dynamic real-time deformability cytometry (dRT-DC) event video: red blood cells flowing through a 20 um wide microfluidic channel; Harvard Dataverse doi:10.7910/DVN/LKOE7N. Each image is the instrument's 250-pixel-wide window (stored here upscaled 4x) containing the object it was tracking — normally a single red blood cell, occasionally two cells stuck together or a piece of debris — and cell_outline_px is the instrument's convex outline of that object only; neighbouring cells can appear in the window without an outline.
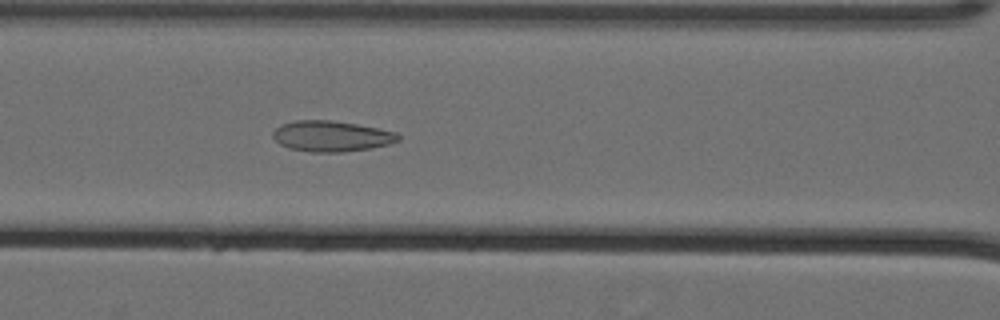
{"species": "Egyptian fruit bat (a non-hibernating species)", "species_latin": "Rousettus aegyptiacus", "temperature_condition": "cold", "stored_images_in_passage": 55, "camera_frame_rate_fps": 3000, "um_per_image_px": 0.085, "animal": {"sex": "female"}, "frame": {"image": 1, "passage_image": 24, "time_ms": 7.667, "image_size_px": [1000, 320], "cell_outline_px": [[400, 140], [388, 144], [372, 148], [344, 152], [312, 152], [288, 148], [280, 144], [272, 136], [272, 132], [280, 124], [296, 120], [332, 120], [356, 124], [396, 132], [400, 136]], "centroid_in_image_um": [28.15, 11.57], "position_along_channel_um": 138.4, "area_um2": 22.48}}
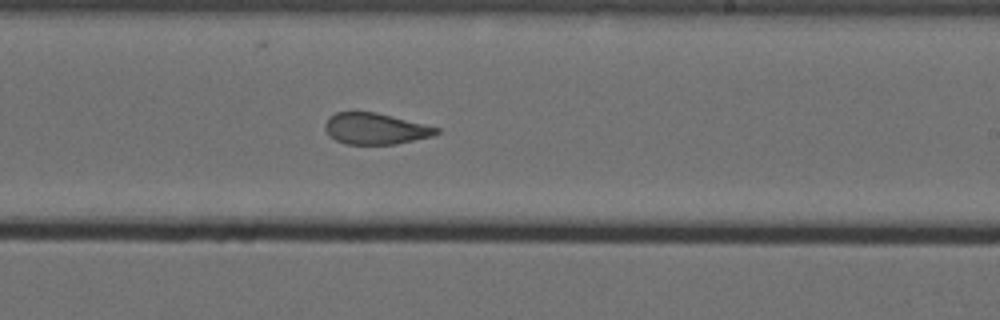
{"frame": {"image": 2, "passage_image": 34, "time_ms": 11.0, "image_size_px": [1000, 320], "cell_outline_px": [[440, 132], [432, 136], [396, 144], [344, 144], [328, 136], [324, 128], [324, 124], [328, 116], [336, 112], [376, 112], [440, 128]], "centroid_in_image_um": [31.86, 10.94], "position_along_channel_um": 257.1, "area_um2": 20.35}}
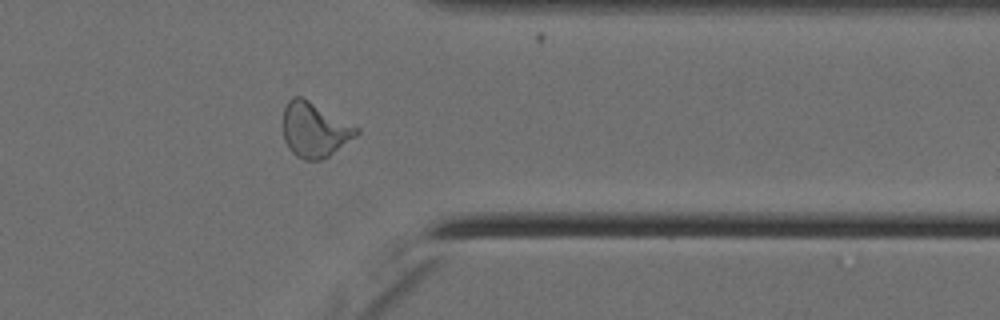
{"frame": {"image": 3, "passage_image": 45, "time_ms": 14.667, "image_size_px": [1000, 320], "cell_outline_px": [[360, 132], [356, 136], [328, 156], [320, 160], [304, 160], [296, 156], [288, 148], [284, 140], [284, 108], [288, 100], [292, 96], [300, 96], [308, 100], [360, 128]], "centroid_in_image_um": [26.73, 11.04], "position_along_channel_um": 384.7, "area_um2": 23.24}, "authors_computed_cell_mechanics": {"area_um2": 23.0044, "velocity_mm_per_s": 3.5753, "shape_relaxation_time_tau1_ms": null, "shape_relaxation_time_tau2_ms": 1.9799, "deformation_change_tau1": null, "deformation_change_tau2": 0.0776}}